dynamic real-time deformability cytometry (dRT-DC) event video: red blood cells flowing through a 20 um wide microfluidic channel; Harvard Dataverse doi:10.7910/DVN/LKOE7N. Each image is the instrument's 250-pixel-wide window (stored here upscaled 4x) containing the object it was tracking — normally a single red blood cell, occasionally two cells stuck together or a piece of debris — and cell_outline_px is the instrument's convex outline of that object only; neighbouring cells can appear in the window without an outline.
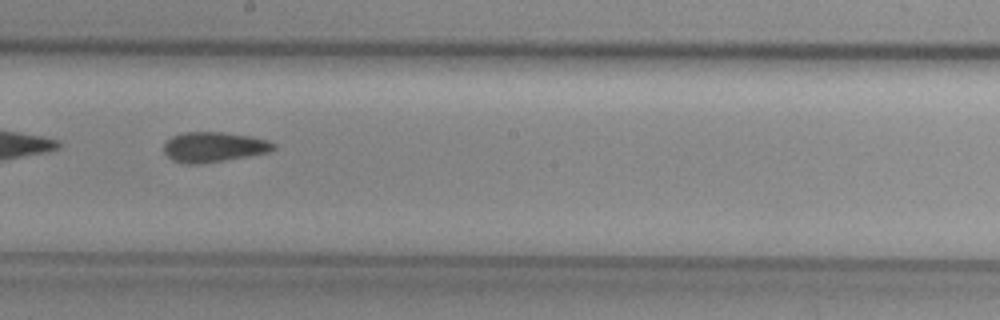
{"species": "common noctule bat (a hibernating species)", "species_latin": "Nyctalus noctula", "temperature_condition": "cold", "stored_images_in_passage": 26, "camera_frame_rate_fps": 3000, "um_per_image_px": 0.085, "animal": {"sex": "female", "body_mass_g": 29.2, "forearm_length_mm": 56.3}, "frame": {"image": 1, "passage_image": 15, "time_ms": 4.667, "image_size_px": [1000, 320], "cell_outline_px": [[276, 148], [268, 152], [248, 156], [200, 164], [184, 164], [172, 160], [164, 152], [164, 144], [172, 136], [184, 132], [224, 132], [248, 136], [268, 140], [276, 144]], "centroid_in_image_um": [18.16, 12.5], "position_along_channel_um": 230.0, "area_um2": 19.19}, "authors_computed_cell_mechanics": {"area_um2": 19.1896, "velocity_mm_per_s": 3.8435, "shape_relaxation_time_tau1_ms": null, "shape_relaxation_time_tau2_ms": 5.3446, "deformation_change_tau1": null, "deformation_change_tau2": 0.136}}